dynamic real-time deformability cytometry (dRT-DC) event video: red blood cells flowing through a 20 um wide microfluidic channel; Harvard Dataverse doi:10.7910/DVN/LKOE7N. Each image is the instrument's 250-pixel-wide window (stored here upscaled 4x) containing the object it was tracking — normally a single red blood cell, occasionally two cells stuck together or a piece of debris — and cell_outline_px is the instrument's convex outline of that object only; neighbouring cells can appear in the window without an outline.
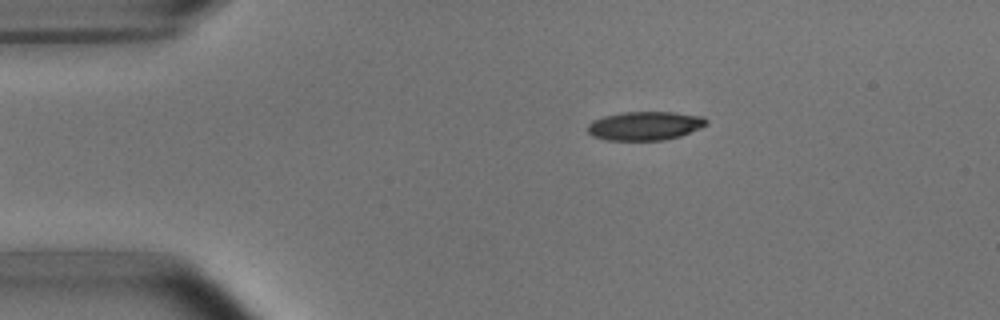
{"species": "common noctule bat (a hibernating species)", "species_latin": "Nyctalus noctula", "temperature_condition": "room temperature", "stored_images_in_passage": 6, "camera_frame_rate_fps": 3000, "um_per_image_px": 0.085, "animal": {"sex": "male", "body_mass_g": 15.6}, "frame": {"image": 1, "passage_image": 6, "time_ms": 6.0, "image_size_px": [1000, 320], "cell_outline_px": [[708, 124], [700, 128], [680, 136], [664, 140], [608, 140], [592, 136], [588, 132], [588, 124], [592, 120], [604, 116], [624, 112], [672, 112], [704, 116], [708, 120]], "centroid_in_image_um": [54.84, 10.69], "position_along_channel_um": 30.2, "area_um2": 19.94}}